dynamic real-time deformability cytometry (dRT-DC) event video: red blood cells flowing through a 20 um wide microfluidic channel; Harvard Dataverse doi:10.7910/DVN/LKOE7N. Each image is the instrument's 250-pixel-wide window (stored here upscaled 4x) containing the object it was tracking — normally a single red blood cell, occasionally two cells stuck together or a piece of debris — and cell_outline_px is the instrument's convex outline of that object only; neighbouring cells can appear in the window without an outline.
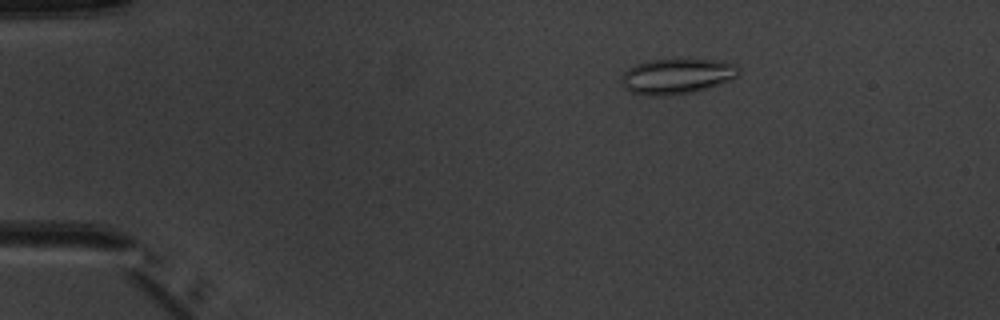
{"species": "common noctule bat (a hibernating species)", "species_latin": "Nyctalus noctula", "temperature_condition": "warm", "stored_images_in_passage": 5, "camera_frame_rate_fps": 3000, "um_per_image_px": 0.085, "animal": {"sex": "male", "body_mass_g": 20.1, "forearm_length_mm": 53.5}, "frame": {"image": 1, "passage_image": 3, "time_ms": 2.667, "image_size_px": [1000, 320], "cell_outline_px": [[740, 72], [736, 76], [728, 80], [696, 92], [668, 96], [648, 96], [632, 92], [624, 88], [624, 72], [628, 68], [636, 64], [648, 60], [716, 60], [736, 64], [740, 68]], "centroid_in_image_um": [57.54, 6.49], "position_along_channel_um": 27.5, "area_um2": 23.93}}